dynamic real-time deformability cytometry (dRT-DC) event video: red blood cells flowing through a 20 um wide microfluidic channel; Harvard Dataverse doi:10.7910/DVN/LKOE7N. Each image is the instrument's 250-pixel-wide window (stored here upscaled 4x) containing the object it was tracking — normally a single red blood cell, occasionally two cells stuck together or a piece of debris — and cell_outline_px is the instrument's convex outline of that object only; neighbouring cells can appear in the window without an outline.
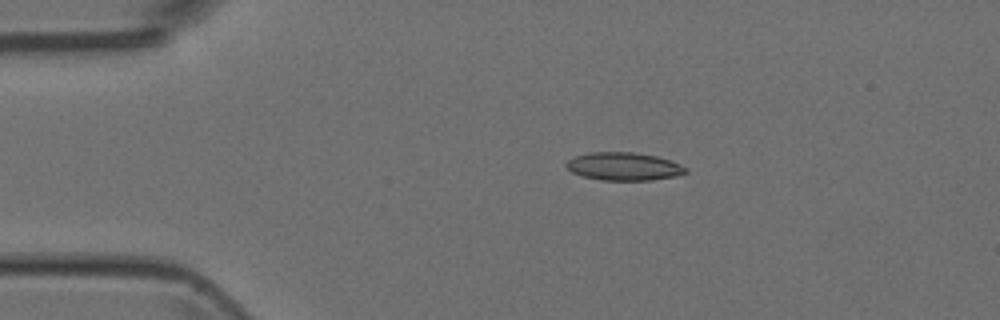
{"species": "Egyptian fruit bat (a non-hibernating species)", "species_latin": "Rousettus aegyptiacus", "temperature_condition": "room temperature", "stored_images_in_passage": 3, "camera_frame_rate_fps": 3000, "um_per_image_px": 0.085, "animal": {"sex": "female"}, "frame": {"image": 1, "passage_image": 2, "time_ms": 1.333, "image_size_px": [1000, 320], "cell_outline_px": [[688, 172], [676, 176], [652, 180], [600, 180], [584, 176], [572, 172], [564, 164], [568, 160], [576, 156], [588, 152], [632, 152], [656, 156], [672, 160], [688, 168]], "centroid_in_image_um": [53.05, 14.14], "position_along_channel_um": 31.9, "area_um2": 19.54}}